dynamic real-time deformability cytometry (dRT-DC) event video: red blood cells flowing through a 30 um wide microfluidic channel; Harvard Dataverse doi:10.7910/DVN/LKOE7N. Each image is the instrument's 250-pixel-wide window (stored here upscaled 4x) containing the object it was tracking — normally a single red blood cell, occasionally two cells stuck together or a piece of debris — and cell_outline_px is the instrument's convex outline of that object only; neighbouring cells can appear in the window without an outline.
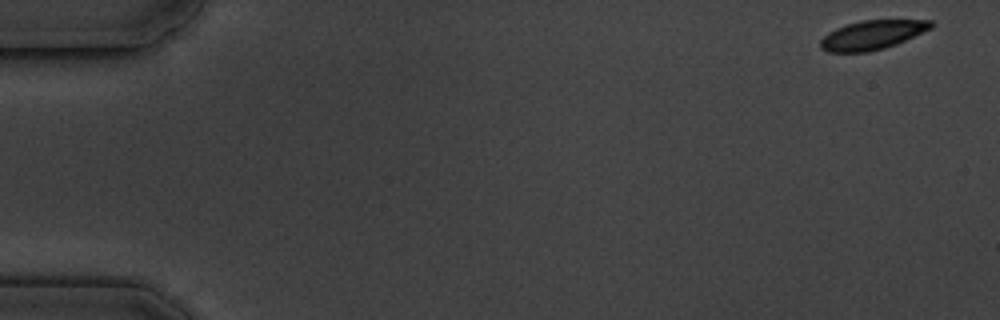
{"species": "common noctule bat (a hibernating species)", "species_latin": "Nyctalus noctula", "temperature_condition": "cold", "stored_images_in_passage": 9, "camera_frame_rate_fps": 3000, "um_per_image_px": 0.085, "animal": {"sex": "male", "body_mass_g": 19.5, "forearm_length_mm": 54.6}, "frame": {"image": 1, "passage_image": 1, "time_ms": 0.0, "image_size_px": [1000, 320], "cell_outline_px": [[932, 28], [896, 44], [884, 48], [868, 52], [828, 52], [820, 48], [820, 40], [828, 32], [836, 28], [860, 20], [932, 20]], "centroid_in_image_um": [74.11, 2.97], "position_along_channel_um": 10.9, "area_um2": 18.67}}
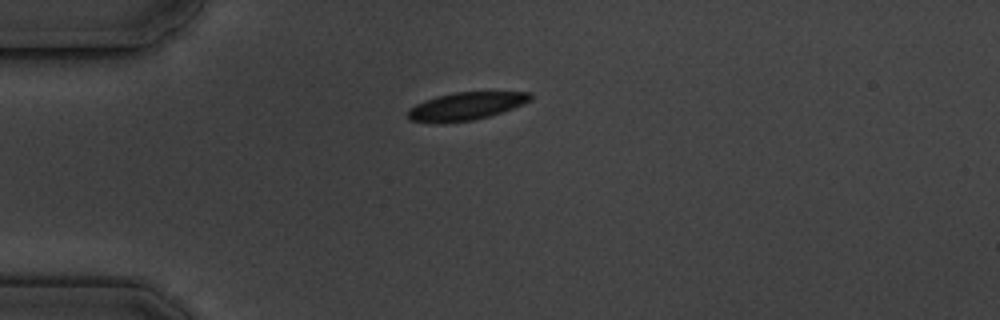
{"frame": {"image": 2, "passage_image": 4, "time_ms": 4.333, "image_size_px": [1000, 320], "cell_outline_px": [[532, 100], [512, 108], [488, 116], [472, 120], [440, 124], [408, 120], [408, 108], [424, 100], [436, 96], [456, 92], [532, 92]], "centroid_in_image_um": [39.56, 9.03], "position_along_channel_um": 45.4, "area_um2": 19.88}}